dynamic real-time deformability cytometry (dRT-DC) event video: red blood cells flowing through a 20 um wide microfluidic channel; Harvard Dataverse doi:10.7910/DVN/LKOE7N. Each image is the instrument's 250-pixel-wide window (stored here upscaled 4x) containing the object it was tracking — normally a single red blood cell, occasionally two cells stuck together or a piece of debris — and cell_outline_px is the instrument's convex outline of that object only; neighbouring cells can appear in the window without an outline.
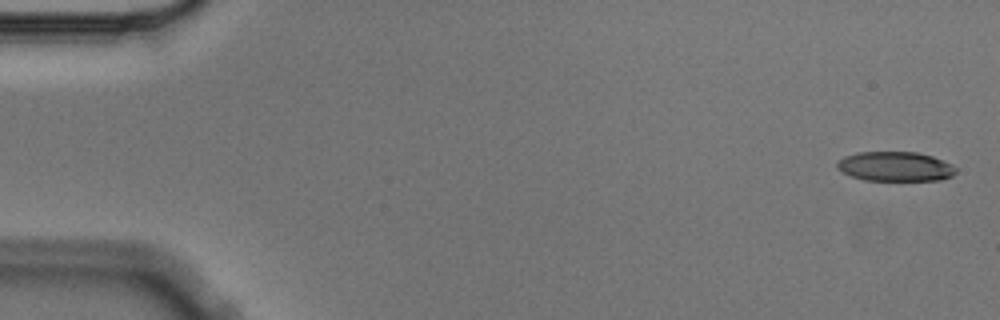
{"species": "Egyptian fruit bat (a non-hibernating species)", "species_latin": "Rousettus aegyptiacus", "temperature_condition": "cold", "stored_images_in_passage": 5, "camera_frame_rate_fps": 3000, "um_per_image_px": 0.085, "animal": {"sex": "male"}, "frame": {"image": 1, "passage_image": 1, "time_ms": 0.0, "image_size_px": [1000, 320], "cell_outline_px": [[956, 172], [952, 176], [940, 180], [864, 180], [840, 172], [836, 168], [836, 164], [844, 156], [856, 152], [916, 152], [932, 156], [952, 164], [956, 168]], "centroid_in_image_um": [76.08, 14.15], "position_along_channel_um": 8.9, "area_um2": 20.52}}
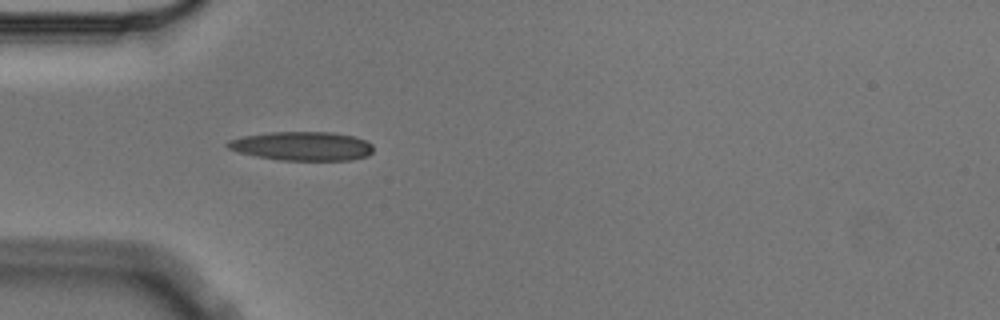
{"frame": {"image": 2, "passage_image": 5, "time_ms": 1.333, "image_size_px": [1000, 320], "cell_outline_px": [[372, 152], [368, 156], [352, 160], [280, 160], [256, 156], [240, 152], [228, 148], [224, 144], [228, 140], [244, 136], [272, 132], [332, 132], [352, 136], [364, 140], [372, 144]], "centroid_in_image_um": [25.68, 12.42], "position_along_channel_um": 59.3, "area_um2": 24.45}}